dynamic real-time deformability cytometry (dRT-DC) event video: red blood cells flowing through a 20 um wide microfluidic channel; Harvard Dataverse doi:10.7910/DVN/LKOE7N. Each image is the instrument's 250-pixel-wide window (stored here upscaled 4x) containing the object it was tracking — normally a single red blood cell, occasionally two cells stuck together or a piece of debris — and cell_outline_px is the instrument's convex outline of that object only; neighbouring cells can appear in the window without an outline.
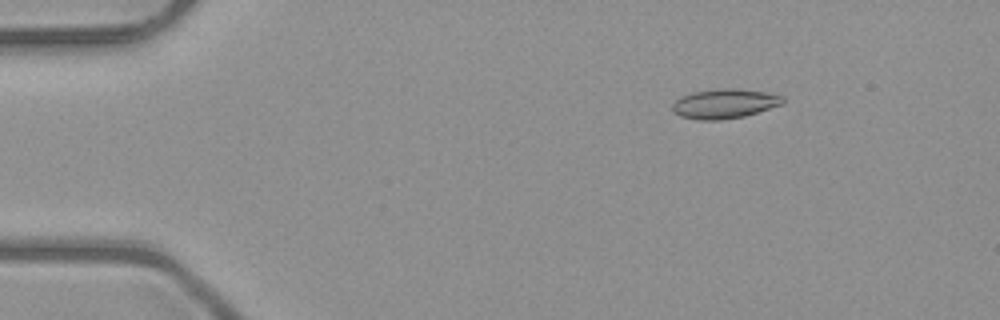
{"species": "common noctule bat (a hibernating species)", "species_latin": "Nyctalus noctula", "temperature_condition": "room temperature", "stored_images_in_passage": 52, "camera_frame_rate_fps": 3000, "um_per_image_px": 0.085, "animal": {"sex": "male", "body_mass_g": 23.1, "forearm_length_mm": 52.7}, "frame": {"image": 1, "passage_image": 8, "time_ms": 2.333, "image_size_px": [1000, 320], "cell_outline_px": [[784, 104], [744, 116], [720, 120], [700, 120], [680, 116], [672, 112], [672, 104], [680, 96], [692, 92], [716, 88], [736, 88], [764, 92], [784, 96]], "centroid_in_image_um": [61.56, 8.8], "position_along_channel_um": 23.4, "area_um2": 19.19}}
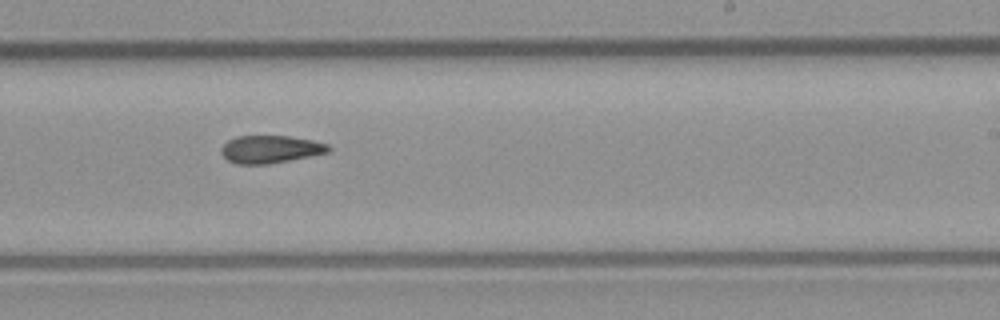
{"frame": {"image": 2, "passage_image": 32, "time_ms": 10.333, "image_size_px": [1000, 320], "cell_outline_px": [[332, 152], [268, 164], [236, 164], [228, 160], [220, 152], [220, 148], [228, 140], [236, 136], [288, 136], [312, 140], [328, 144], [332, 148]], "centroid_in_image_um": [23.0, 12.69], "position_along_channel_um": 266.0, "area_um2": 17.4}}
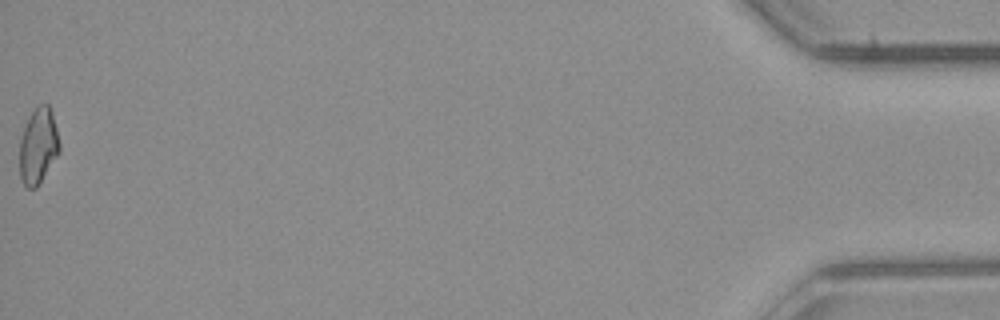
{"frame": {"image": 3, "passage_image": 52, "time_ms": 17.0, "image_size_px": [1000, 320], "cell_outline_px": [[60, 152], [36, 188], [28, 188], [24, 184], [20, 176], [20, 140], [24, 128], [32, 112], [40, 104], [48, 104], [52, 112], [60, 144]], "centroid_in_image_um": [3.26, 12.42], "position_along_channel_um": 431.9, "area_um2": 17.34}, "authors_computed_cell_mechanics": {"area_um2": 17.8313, "velocity_mm_per_s": 4.0492, "shape_relaxation_time_tau1_ms": null, "shape_relaxation_time_tau2_ms": 5.314, "deformation_change_tau1": null, "deformation_change_tau2": 0.1347}}